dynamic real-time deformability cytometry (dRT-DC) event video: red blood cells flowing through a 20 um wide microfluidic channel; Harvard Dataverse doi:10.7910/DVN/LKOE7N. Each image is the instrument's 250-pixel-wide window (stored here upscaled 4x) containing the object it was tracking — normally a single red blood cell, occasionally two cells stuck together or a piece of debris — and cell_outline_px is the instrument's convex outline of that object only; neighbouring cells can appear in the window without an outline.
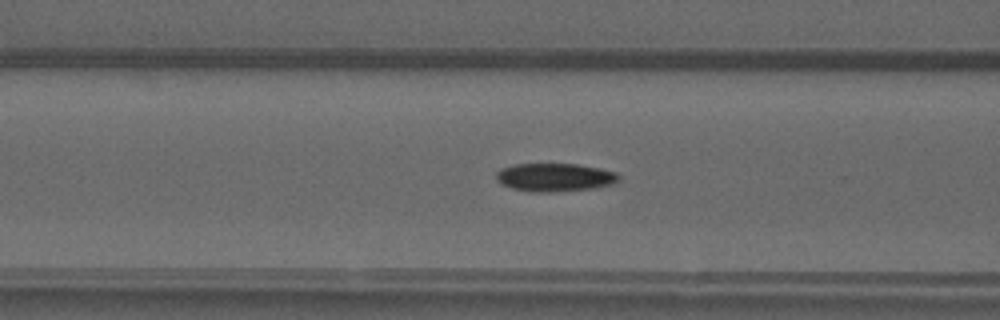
{"species": "common noctule bat (a hibernating species)", "species_latin": "Nyctalus noctula", "temperature_condition": "warm", "stored_images_in_passage": 51, "camera_frame_rate_fps": 3000, "um_per_image_px": 0.085, "animal": {"sex": "male", "forearm_length_mm": 52.5}, "frame": {"image": 1, "passage_image": 20, "time_ms": 6.333, "image_size_px": [1000, 320], "cell_outline_px": [[620, 180], [616, 184], [588, 188], [552, 192], [528, 192], [512, 188], [500, 184], [496, 180], [496, 172], [500, 168], [512, 164], [576, 164], [600, 168], [616, 172], [620, 176]], "centroid_in_image_um": [47.13, 15.07], "position_along_channel_um": 119.5, "area_um2": 20.35}}
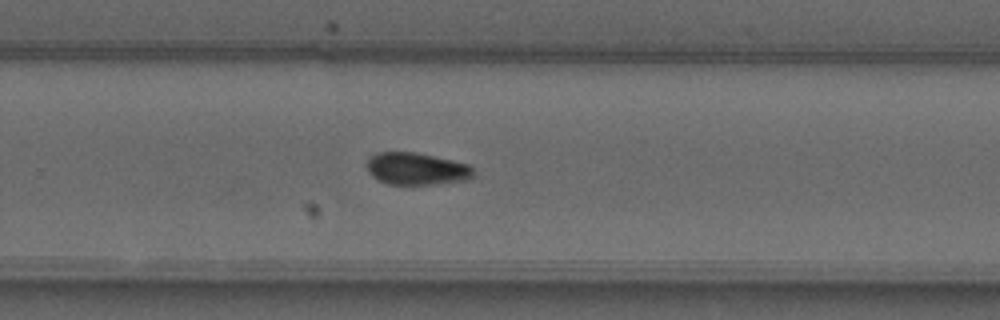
{"frame": {"image": 2, "passage_image": 33, "time_ms": 10.667, "image_size_px": [1000, 320], "cell_outline_px": [[476, 176], [464, 180], [436, 184], [388, 184], [372, 176], [368, 172], [368, 160], [376, 152], [412, 152], [432, 156], [468, 164], [472, 168]], "centroid_in_image_um": [35.41, 14.35], "position_along_channel_um": 294.4, "area_um2": 19.71}}
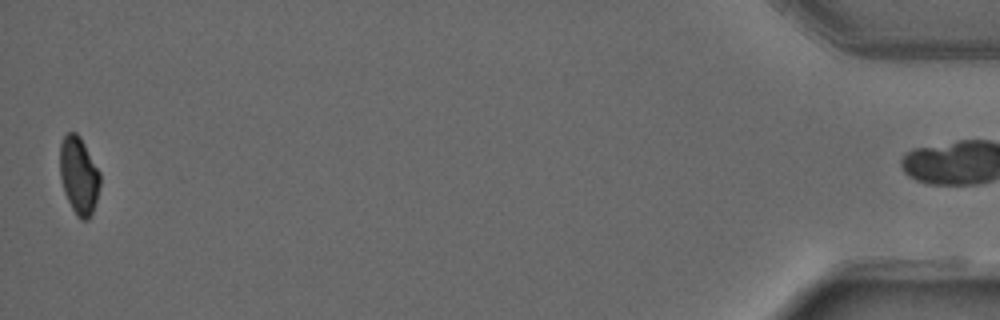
{"frame": {"image": 3, "passage_image": 50, "time_ms": 16.333, "image_size_px": [1000, 320], "cell_outline_px": [[100, 184], [96, 200], [92, 212], [88, 220], [80, 220], [76, 216], [64, 192], [60, 176], [60, 144], [64, 136], [68, 132], [76, 132], [80, 136], [100, 172]], "centroid_in_image_um": [6.7, 14.92], "position_along_channel_um": 428.5, "area_um2": 18.09}}